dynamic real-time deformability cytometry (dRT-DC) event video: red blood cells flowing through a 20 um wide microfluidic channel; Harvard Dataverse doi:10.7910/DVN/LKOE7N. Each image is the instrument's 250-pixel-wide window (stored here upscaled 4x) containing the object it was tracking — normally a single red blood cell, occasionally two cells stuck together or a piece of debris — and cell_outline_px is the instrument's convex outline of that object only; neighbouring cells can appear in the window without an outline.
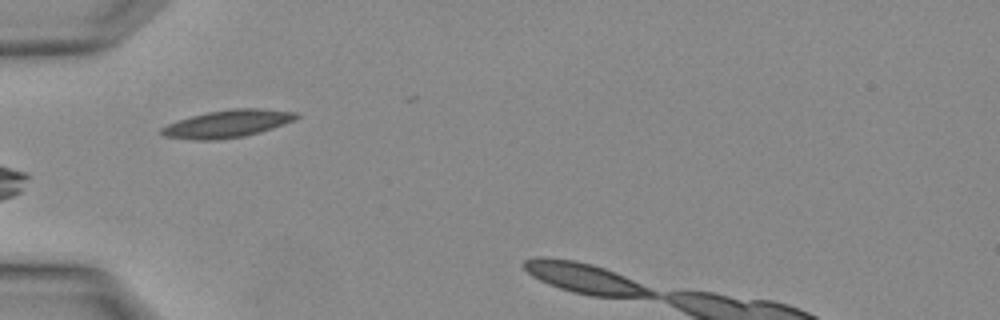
{"species": "Egyptian fruit bat (a non-hibernating species)", "species_latin": "Rousettus aegyptiacus", "temperature_condition": "warm", "stored_images_in_passage": 2, "camera_frame_rate_fps": 3000, "um_per_image_px": 0.085, "animal": {"sex": "female"}, "frame": {"image": 1, "passage_image": 1, "time_ms": 0.0, "image_size_px": [1000, 320], "cell_outline_px": [[300, 116], [296, 120], [260, 132], [244, 136], [216, 140], [196, 140], [164, 136], [160, 132], [160, 128], [168, 124], [192, 116], [208, 112], [232, 108], [260, 108], [296, 112]], "centroid_in_image_um": [19.37, 10.51], "position_along_channel_um": 65.6, "area_um2": 21.5}}